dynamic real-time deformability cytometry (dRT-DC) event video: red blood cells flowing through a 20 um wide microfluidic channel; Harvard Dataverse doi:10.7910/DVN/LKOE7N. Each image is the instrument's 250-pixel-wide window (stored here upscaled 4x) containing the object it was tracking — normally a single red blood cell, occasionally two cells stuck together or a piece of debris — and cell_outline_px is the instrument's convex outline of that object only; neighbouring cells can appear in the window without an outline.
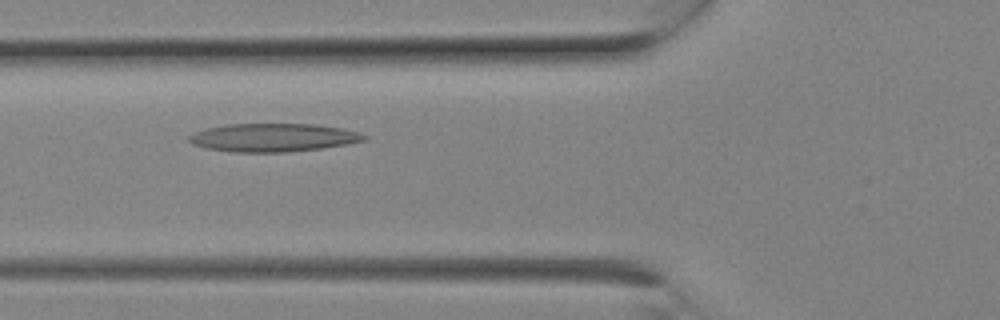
{"species": "Egyptian fruit bat (a non-hibernating species)", "species_latin": "Rousettus aegyptiacus", "temperature_condition": "room temperature", "stored_images_in_passage": 8, "camera_frame_rate_fps": 3000, "um_per_image_px": 0.085, "animal": {"sex": "female"}, "frame": {"image": 1, "passage_image": 7, "time_ms": 2.0, "image_size_px": [1000, 320], "cell_outline_px": [[368, 136], [364, 140], [348, 144], [320, 148], [288, 152], [232, 152], [208, 148], [192, 144], [188, 140], [188, 136], [196, 132], [208, 128], [228, 124], [312, 124], [344, 128], [360, 132]], "centroid_in_image_um": [23.25, 11.69], "position_along_channel_um": 102.6, "area_um2": 28.73}}
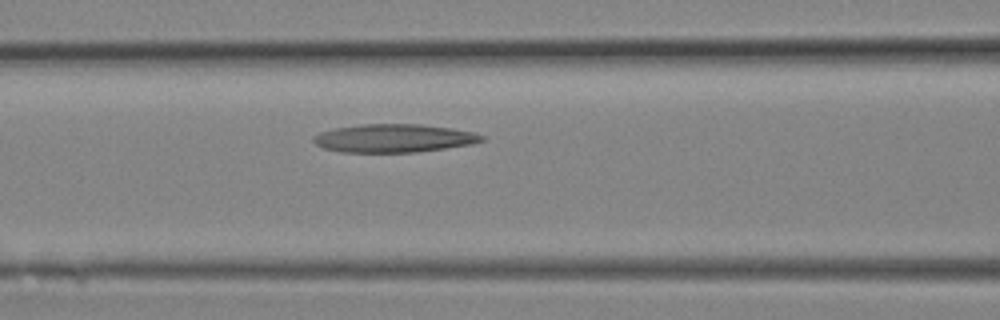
{"frame": {"image": 2, "passage_image": 8, "time_ms": 2.333, "image_size_px": [1000, 320], "cell_outline_px": [[484, 140], [472, 144], [416, 152], [340, 152], [324, 148], [316, 144], [312, 140], [312, 136], [320, 132], [336, 128], [360, 124], [420, 124], [452, 128], [472, 132], [484, 136]], "centroid_in_image_um": [33.45, 11.74], "position_along_channel_um": 133.1, "area_um2": 27.63}}